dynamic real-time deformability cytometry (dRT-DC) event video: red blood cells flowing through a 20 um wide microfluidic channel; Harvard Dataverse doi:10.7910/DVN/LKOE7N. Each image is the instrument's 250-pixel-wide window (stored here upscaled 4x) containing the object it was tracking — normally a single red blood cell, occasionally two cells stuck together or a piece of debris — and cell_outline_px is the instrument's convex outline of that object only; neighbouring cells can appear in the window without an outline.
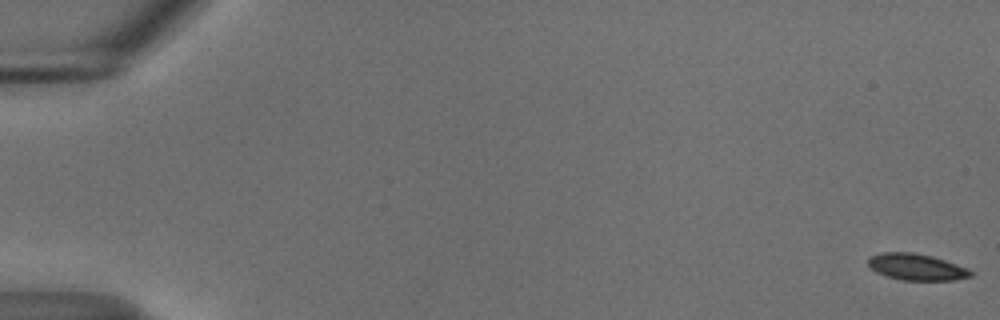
{"species": "common noctule bat (a hibernating species)", "species_latin": "Nyctalus noctula", "temperature_condition": "cold", "stored_images_in_passage": 8, "camera_frame_rate_fps": 3000, "um_per_image_px": 0.085, "animal": {"sex": "male", "body_mass_g": 18.8}, "frame": {"image": 1, "passage_image": 1, "time_ms": 0.0, "image_size_px": [1000, 320], "cell_outline_px": [[972, 276], [952, 280], [900, 280], [876, 272], [868, 264], [868, 260], [872, 256], [884, 252], [912, 252], [932, 256], [968, 268], [972, 272]], "centroid_in_image_um": [77.91, 22.69], "position_along_channel_um": 7.1, "area_um2": 15.61}}